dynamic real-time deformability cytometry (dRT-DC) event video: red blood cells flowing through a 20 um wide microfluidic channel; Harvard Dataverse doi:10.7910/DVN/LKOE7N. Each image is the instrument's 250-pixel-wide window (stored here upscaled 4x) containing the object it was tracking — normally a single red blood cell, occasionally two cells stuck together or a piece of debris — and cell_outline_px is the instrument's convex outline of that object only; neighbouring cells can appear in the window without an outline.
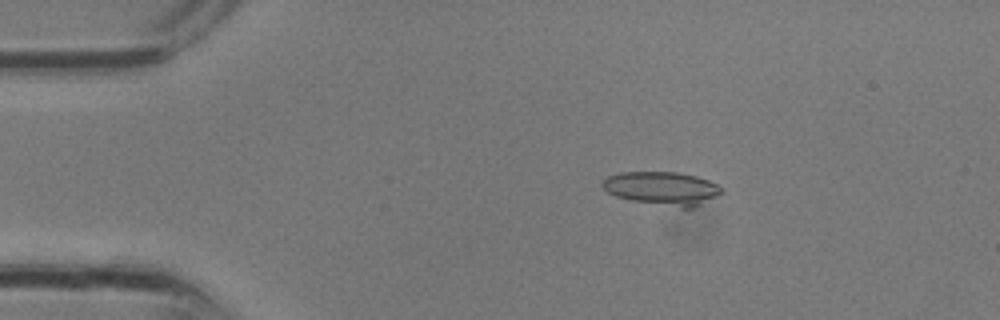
{"species": "common noctule bat (a hibernating species)", "species_latin": "Nyctalus noctula", "temperature_condition": "room temperature", "stored_images_in_passage": 12, "camera_frame_rate_fps": 3000, "um_per_image_px": 0.085, "animal": {"sex": "male", "body_mass_g": 13.3}, "frame": {"image": 1, "passage_image": 6, "time_ms": 1.667, "image_size_px": [1000, 320], "cell_outline_px": [[724, 192], [692, 208], [680, 208], [632, 200], [616, 196], [608, 192], [600, 184], [608, 176], [620, 172], [676, 172], [696, 176], [708, 180], [716, 184]], "centroid_in_image_um": [56.27, 16.0], "position_along_channel_um": 28.7, "area_um2": 22.95}}
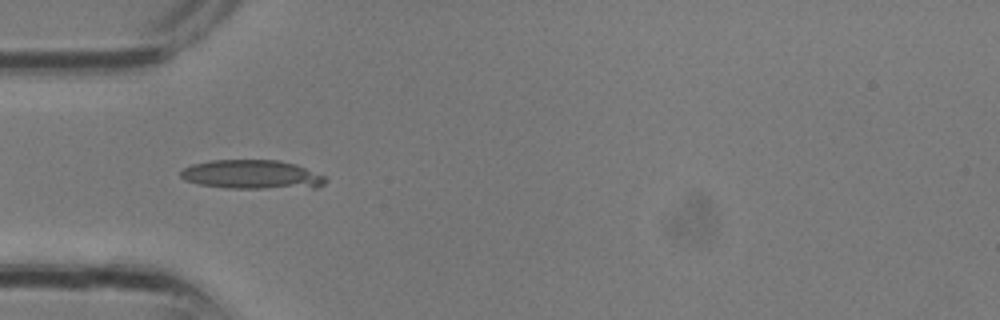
{"frame": {"image": 2, "passage_image": 10, "time_ms": 3.0, "image_size_px": [1000, 320], "cell_outline_px": [[328, 180], [324, 184], [316, 188], [228, 188], [200, 184], [184, 180], [180, 176], [180, 172], [184, 168], [192, 164], [212, 160], [280, 160], [296, 164], [324, 176]], "centroid_in_image_um": [21.44, 14.84], "position_along_channel_um": 63.6, "area_um2": 24.57}}